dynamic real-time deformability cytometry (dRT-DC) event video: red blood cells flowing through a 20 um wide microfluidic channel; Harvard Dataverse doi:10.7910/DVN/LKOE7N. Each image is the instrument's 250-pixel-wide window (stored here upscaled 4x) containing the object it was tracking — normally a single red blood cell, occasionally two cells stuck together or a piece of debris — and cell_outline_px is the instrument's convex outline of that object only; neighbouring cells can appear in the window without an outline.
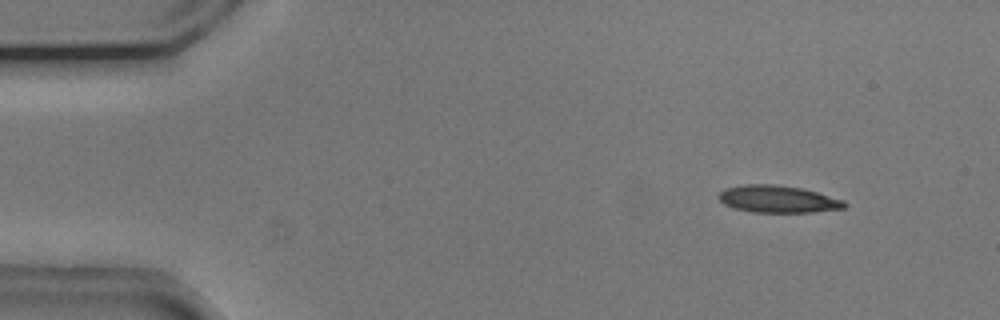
{"species": "common noctule bat (a hibernating species)", "species_latin": "Nyctalus noctula", "temperature_condition": "cold", "stored_images_in_passage": 10, "camera_frame_rate_fps": 3000, "um_per_image_px": 0.085, "animal": {"sex": "male", "body_mass_g": 20.5, "forearm_length_mm": 52.5}, "frame": {"image": 1, "passage_image": 6, "time_ms": 1.667, "image_size_px": [1000, 320], "cell_outline_px": [[848, 204], [844, 208], [812, 212], [752, 212], [732, 208], [724, 204], [716, 196], [724, 188], [744, 184], [776, 184], [800, 188], [816, 192], [844, 200]], "centroid_in_image_um": [66.08, 16.92], "position_along_channel_um": 18.9, "area_um2": 20.0}}